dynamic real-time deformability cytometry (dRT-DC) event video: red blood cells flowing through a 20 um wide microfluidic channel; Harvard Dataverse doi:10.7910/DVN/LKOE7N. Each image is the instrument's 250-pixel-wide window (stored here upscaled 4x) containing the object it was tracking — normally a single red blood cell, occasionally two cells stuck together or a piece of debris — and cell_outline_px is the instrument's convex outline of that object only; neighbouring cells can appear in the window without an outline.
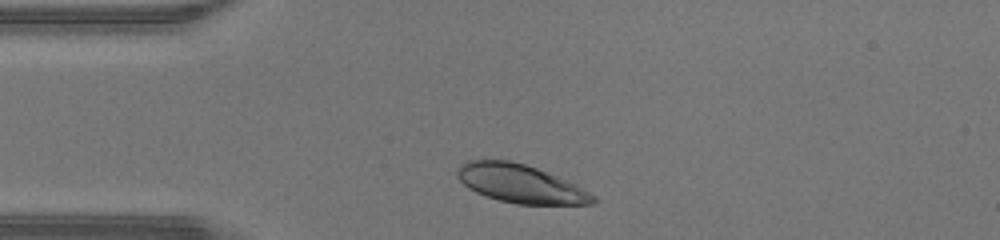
{"species": "human", "species_latin": "Homo sapiens", "temperature_condition": "warm", "stored_images_in_passage": 29, "camera_frame_rate_fps": 3000, "um_per_image_px": 0.085, "donor": {"sex": "male"}, "frame": {"image": 1, "passage_image": 3, "time_ms": 0.667, "image_size_px": [1000, 240], "cell_outline_px": [[596, 200], [592, 204], [516, 204], [500, 200], [476, 192], [468, 188], [456, 176], [456, 172], [460, 164], [468, 160], [508, 160], [524, 164], [536, 168], [576, 184], [596, 196]], "centroid_in_image_um": [44.23, 15.61], "position_along_channel_um": 40.8, "area_um2": 30.06}}
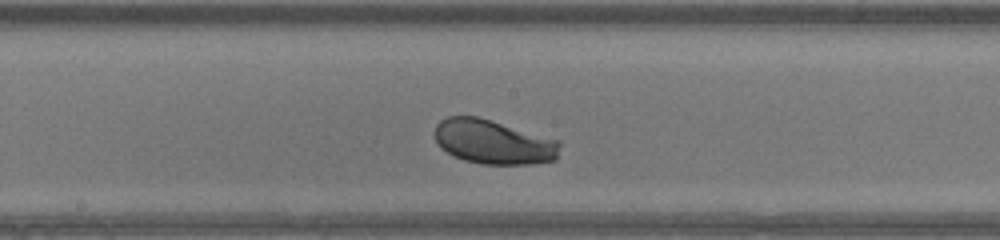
{"frame": {"image": 2, "passage_image": 16, "time_ms": 5.0, "image_size_px": [1000, 240], "cell_outline_px": [[560, 144], [556, 160], [532, 164], [480, 164], [464, 160], [452, 156], [440, 148], [436, 140], [436, 124], [440, 120], [448, 116], [476, 116], [560, 140]], "centroid_in_image_um": [41.93, 12.07], "position_along_channel_um": 206.3, "area_um2": 32.37}}
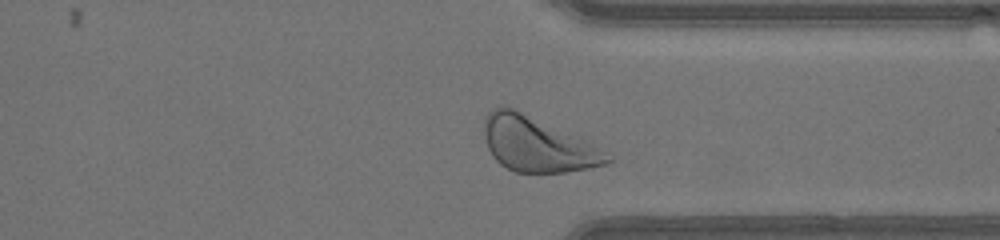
{"frame": {"image": 3, "passage_image": 27, "time_ms": 8.667, "image_size_px": [1000, 240], "cell_outline_px": [[616, 160], [608, 164], [588, 168], [564, 172], [516, 172], [500, 164], [492, 156], [488, 148], [484, 136], [484, 116], [492, 108], [516, 108], [592, 144], [608, 152]], "centroid_in_image_um": [45.67, 12.27], "position_along_channel_um": 365.7, "area_um2": 39.13}, "authors_computed_cell_mechanics": {"area_um2": 32.4258, "velocity_mm_per_s": 4.3759, "shape_relaxation_time_tau1_ms": 1.2989, "shape_relaxation_time_tau2_ms": null, "deformation_change_tau1": 0.1147, "deformation_change_tau2": null}}